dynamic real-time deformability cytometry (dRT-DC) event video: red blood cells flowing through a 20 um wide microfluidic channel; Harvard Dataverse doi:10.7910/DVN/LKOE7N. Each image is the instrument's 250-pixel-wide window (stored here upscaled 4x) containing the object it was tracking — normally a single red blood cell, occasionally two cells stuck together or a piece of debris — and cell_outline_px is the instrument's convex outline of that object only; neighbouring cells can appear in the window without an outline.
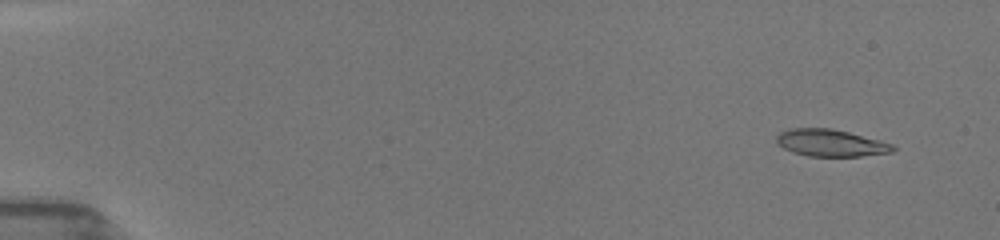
{"species": "common noctule bat (a hibernating species)", "species_latin": "Nyctalus noctula", "temperature_condition": "room temperature", "stored_images_in_passage": 14, "camera_frame_rate_fps": 3000, "um_per_image_px": 0.085, "animal": {"sex": "female", "body_mass_g": 19.5, "forearm_length_mm": 54.1}, "frame": {"image": 1, "passage_image": 4, "time_ms": 1.0, "image_size_px": [1000, 240], "cell_outline_px": [[896, 148], [892, 152], [860, 156], [808, 156], [792, 152], [776, 144], [776, 136], [780, 132], [788, 128], [832, 128], [880, 140], [892, 144]], "centroid_in_image_um": [70.57, 12.14], "position_along_channel_um": 14.4, "area_um2": 18.38}}